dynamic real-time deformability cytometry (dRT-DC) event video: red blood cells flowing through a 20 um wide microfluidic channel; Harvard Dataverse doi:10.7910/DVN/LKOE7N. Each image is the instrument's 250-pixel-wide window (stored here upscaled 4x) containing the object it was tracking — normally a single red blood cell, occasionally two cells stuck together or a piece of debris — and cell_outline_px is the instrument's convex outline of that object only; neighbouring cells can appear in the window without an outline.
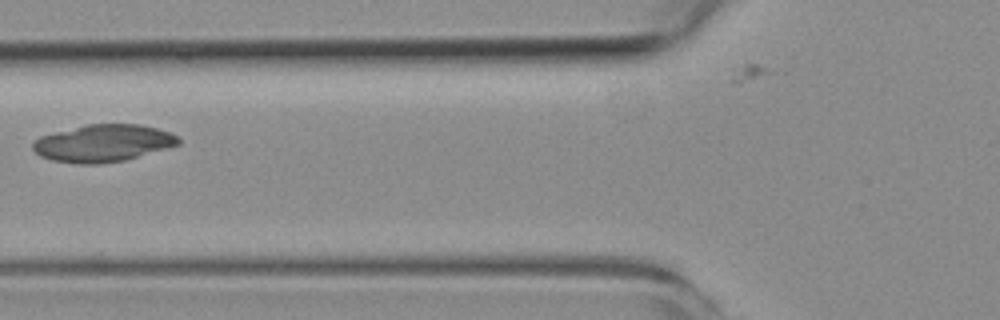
{"species": "common noctule bat (a hibernating species)", "species_latin": "Nyctalus noctula", "temperature_condition": "room temperature", "stored_images_in_passage": 6, "camera_frame_rate_fps": 3000, "um_per_image_px": 0.085, "animal": {"sex": "female", "body_mass_g": 19.3, "forearm_length_mm": 54.1}, "frame": {"image": 1, "passage_image": 4, "time_ms": 3.333, "image_size_px": [1000, 320], "cell_outline_px": [[180, 144], [168, 148], [124, 160], [100, 164], [76, 164], [52, 160], [40, 156], [32, 148], [32, 144], [40, 136], [88, 124], [140, 124], [172, 132], [180, 140]], "centroid_in_image_um": [8.78, 12.17], "position_along_channel_um": 117.0, "area_um2": 31.5}}
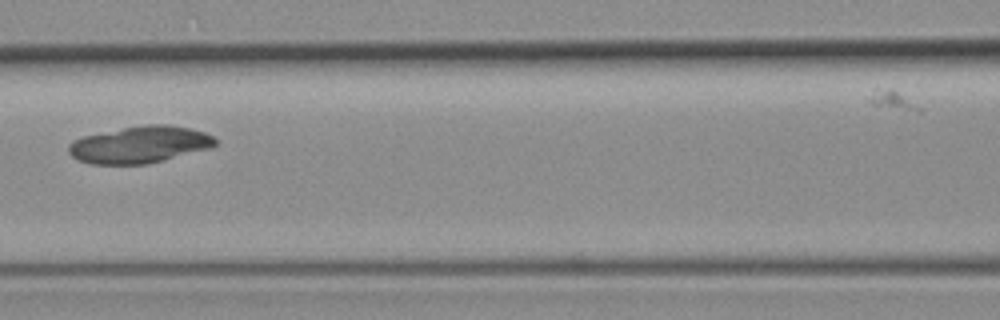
{"frame": {"image": 2, "passage_image": 5, "time_ms": 4.333, "image_size_px": [1000, 320], "cell_outline_px": [[216, 144], [212, 148], [148, 164], [88, 164], [76, 160], [68, 152], [68, 144], [72, 140], [84, 136], [124, 128], [148, 124], [168, 124], [188, 128], [204, 132], [212, 136], [216, 140]], "centroid_in_image_um": [11.86, 12.31], "position_along_channel_um": 154.7, "area_um2": 31.56}}